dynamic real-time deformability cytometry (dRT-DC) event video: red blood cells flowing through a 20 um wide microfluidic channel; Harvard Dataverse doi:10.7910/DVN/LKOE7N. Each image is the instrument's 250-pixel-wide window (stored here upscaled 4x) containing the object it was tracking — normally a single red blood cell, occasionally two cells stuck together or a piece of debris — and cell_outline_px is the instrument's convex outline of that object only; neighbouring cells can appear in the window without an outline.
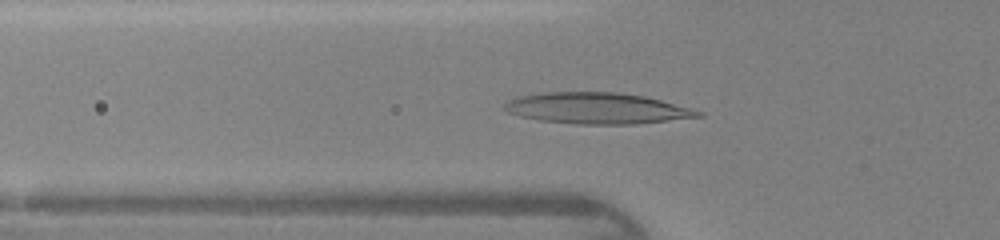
{"species": "human", "species_latin": "Homo sapiens", "temperature_condition": "warm", "stored_images_in_passage": 45, "camera_frame_rate_fps": 3000, "um_per_image_px": 0.085, "donor": {"sex": "female"}, "frame": {"image": 1, "passage_image": 16, "time_ms": 5.0, "image_size_px": [1000, 240], "cell_outline_px": [[704, 116], [636, 124], [576, 124], [540, 120], [520, 116], [508, 112], [500, 108], [508, 100], [516, 96], [544, 92], [616, 92], [644, 96], [660, 100], [704, 112]], "centroid_in_image_um": [50.69, 9.2], "position_along_channel_um": 75.1, "area_um2": 35.14}}
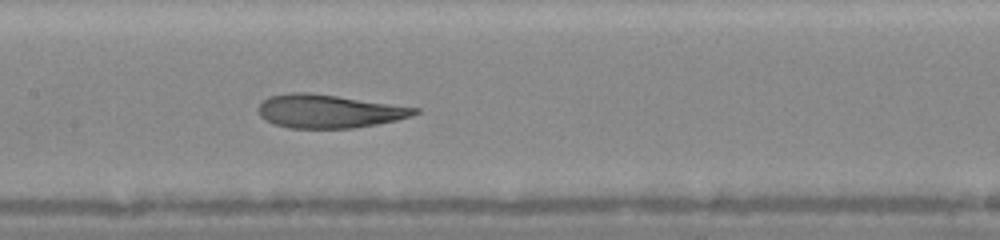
{"frame": {"image": 2, "passage_image": 23, "time_ms": 7.333, "image_size_px": [1000, 240], "cell_outline_px": [[420, 112], [412, 116], [396, 120], [376, 124], [352, 128], [288, 128], [272, 124], [264, 120], [260, 116], [256, 108], [268, 96], [292, 92], [312, 92], [420, 108]], "centroid_in_image_um": [27.91, 9.45], "position_along_channel_um": 179.5, "area_um2": 30.69}}
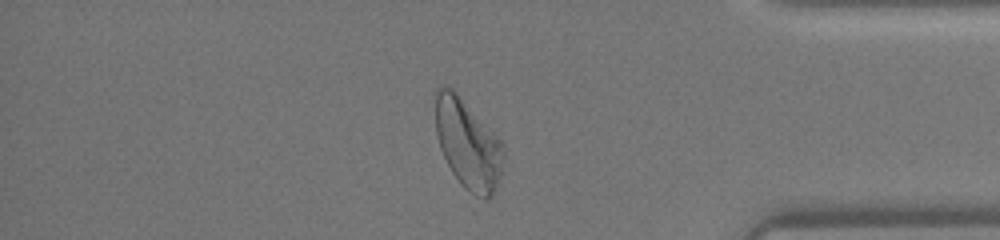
{"frame": {"image": 3, "passage_image": 39, "time_ms": 12.667, "image_size_px": [1000, 240], "cell_outline_px": [[504, 172], [496, 188], [488, 200], [476, 196], [464, 188], [460, 184], [452, 172], [440, 148], [436, 132], [432, 96], [436, 88], [452, 88], [456, 92], [500, 140], [504, 160]], "centroid_in_image_um": [39.74, 12.25], "position_along_channel_um": 395.5, "area_um2": 35.66}}